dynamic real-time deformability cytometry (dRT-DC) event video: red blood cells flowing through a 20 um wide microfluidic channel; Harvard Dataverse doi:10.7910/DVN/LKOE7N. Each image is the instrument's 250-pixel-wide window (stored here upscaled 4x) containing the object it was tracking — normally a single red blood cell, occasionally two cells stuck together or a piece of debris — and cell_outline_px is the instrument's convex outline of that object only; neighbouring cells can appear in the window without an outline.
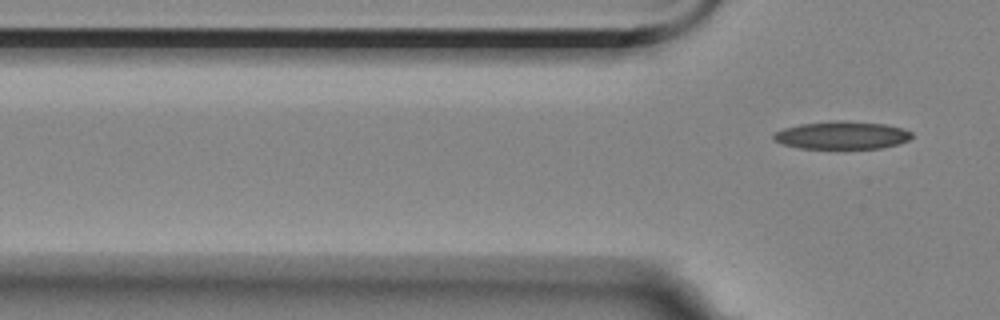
{"species": "Egyptian fruit bat (a non-hibernating species)", "species_latin": "Rousettus aegyptiacus", "temperature_condition": "room temperature", "stored_images_in_passage": 6, "segment_of_instrument_passage": [2, 2], "camera_frame_rate_fps": 3000, "um_per_image_px": 0.085, "animal": {"sex": "female"}, "frame": {"image": 1, "passage_image": 6, "time_ms": 5.333, "image_size_px": [1000, 320], "cell_outline_px": [[912, 136], [908, 140], [896, 144], [880, 148], [800, 148], [784, 144], [772, 140], [772, 132], [784, 128], [800, 124], [832, 120], [848, 120], [888, 124], [904, 128], [912, 132]], "centroid_in_image_um": [71.55, 11.47], "position_along_channel_um": 54.3, "area_um2": 22.66}}